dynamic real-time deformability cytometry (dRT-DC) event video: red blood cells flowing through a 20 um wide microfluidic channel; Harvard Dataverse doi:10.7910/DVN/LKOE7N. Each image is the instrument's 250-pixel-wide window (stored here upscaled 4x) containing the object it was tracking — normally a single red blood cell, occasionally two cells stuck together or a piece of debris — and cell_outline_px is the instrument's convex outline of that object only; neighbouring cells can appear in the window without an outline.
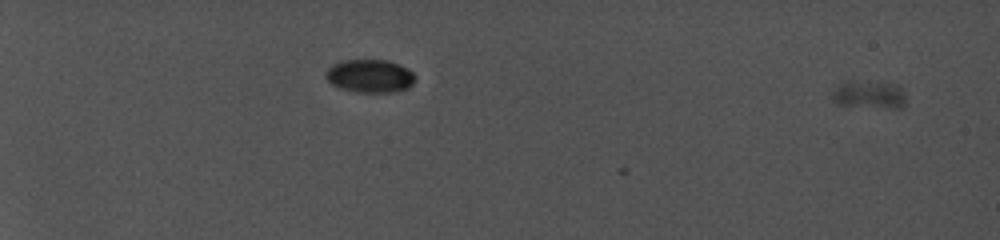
{"species": "common noctule bat (a hibernating species)", "species_latin": "Nyctalus noctula", "temperature_condition": "cold", "stored_images_in_passage": 4, "camera_frame_rate_fps": 5000, "um_per_image_px": 0.085, "animal": {"sex": "female", "body_mass_g": 19.0, "forearm_length_mm": 56.7}, "frame": {"image": 1, "passage_image": 1, "time_ms": 0.0, "image_size_px": [1000, 240], "cell_outline_px": [[904, 104], [900, 108], [892, 108], [836, 104], [832, 96], [832, 92], [840, 84], [852, 80], [880, 80], [896, 84], [904, 88]], "centroid_in_image_um": [73.92, 7.99], "position_along_channel_um": 11.1, "area_um2": 12.25}}